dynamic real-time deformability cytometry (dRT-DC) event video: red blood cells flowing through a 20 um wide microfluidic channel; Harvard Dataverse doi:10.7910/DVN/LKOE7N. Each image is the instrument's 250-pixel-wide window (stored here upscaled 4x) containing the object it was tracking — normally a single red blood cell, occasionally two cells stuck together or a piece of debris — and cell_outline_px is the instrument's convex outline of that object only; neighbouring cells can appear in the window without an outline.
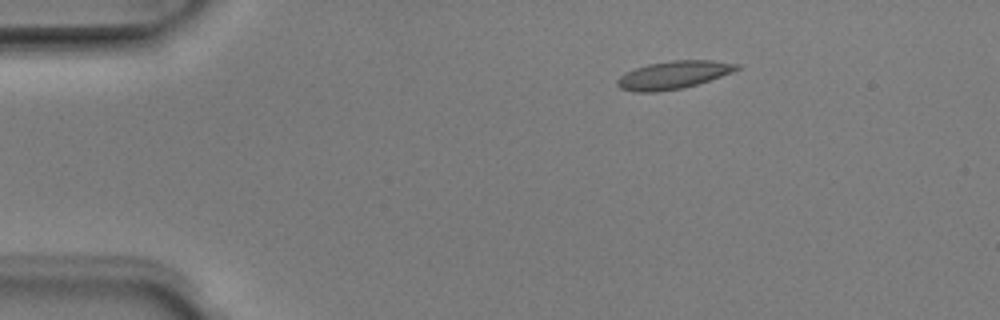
{"species": "Egyptian fruit bat (a non-hibernating species)", "species_latin": "Rousettus aegyptiacus", "temperature_condition": "room temperature", "stored_images_in_passage": 2, "camera_frame_rate_fps": 3000, "um_per_image_px": 0.085, "animal": {"sex": "male"}, "frame": {"image": 1, "passage_image": 1, "time_ms": 0.0, "image_size_px": [1000, 320], "cell_outline_px": [[740, 68], [732, 72], [684, 88], [656, 92], [636, 92], [620, 88], [616, 84], [616, 80], [620, 76], [636, 68], [648, 64], [672, 60], [712, 60], [740, 64]], "centroid_in_image_um": [57.23, 6.37], "position_along_channel_um": 27.8, "area_um2": 19.25}}